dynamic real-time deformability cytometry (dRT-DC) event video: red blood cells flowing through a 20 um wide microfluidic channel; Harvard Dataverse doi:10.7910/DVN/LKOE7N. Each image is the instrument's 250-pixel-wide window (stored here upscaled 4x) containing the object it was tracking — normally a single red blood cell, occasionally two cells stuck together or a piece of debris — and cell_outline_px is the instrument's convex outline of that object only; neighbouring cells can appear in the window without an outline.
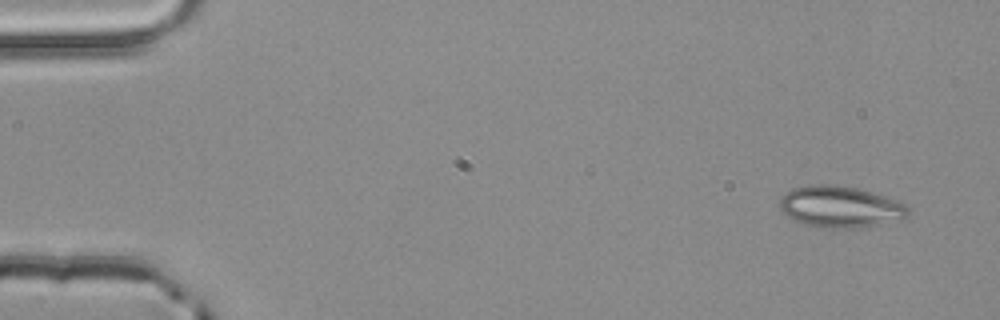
{"species": "common noctule bat (a hibernating species)", "species_latin": "Nyctalus noctula", "temperature_condition": "room temperature", "stored_images_in_passage": 3, "camera_frame_rate_fps": 3000, "um_per_image_px": 0.085, "animal": {"sex": "male", "body_mass_g": 20.4}, "frame": {"image": 1, "passage_image": 1, "time_ms": 0.0, "image_size_px": [1000, 320], "cell_outline_px": [[908, 216], [880, 224], [852, 228], [824, 228], [808, 224], [796, 220], [780, 212], [780, 196], [792, 188], [808, 184], [836, 184], [856, 188], [884, 196], [908, 204]], "centroid_in_image_um": [71.38, 17.56], "position_along_channel_um": 13.6, "area_um2": 30.92}}